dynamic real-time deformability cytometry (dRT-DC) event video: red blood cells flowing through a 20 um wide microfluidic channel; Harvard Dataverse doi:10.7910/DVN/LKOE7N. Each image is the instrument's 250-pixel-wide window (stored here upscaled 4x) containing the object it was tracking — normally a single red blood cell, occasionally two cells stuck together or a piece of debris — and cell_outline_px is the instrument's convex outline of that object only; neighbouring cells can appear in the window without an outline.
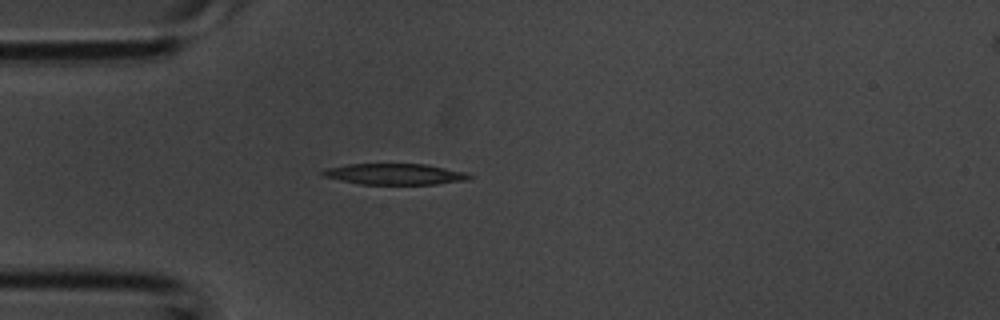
{"species": "common noctule bat (a hibernating species)", "species_latin": "Nyctalus noctula", "temperature_condition": "room temperature", "stored_images_in_passage": 1, "camera_frame_rate_fps": 3000, "um_per_image_px": 0.085, "animal": {"sex": "male", "body_mass_g": 20.1, "forearm_length_mm": 53.5}, "frame": {"image": 1, "passage_image": 1, "time_ms": 0.0, "image_size_px": [1000, 320], "cell_outline_px": [[472, 176], [468, 180], [436, 184], [360, 184], [320, 176], [320, 172], [328, 168], [348, 164], [428, 164], [464, 172]], "centroid_in_image_um": [33.54, 14.8], "position_along_channel_um": 51.5, "area_um2": 17.92}}